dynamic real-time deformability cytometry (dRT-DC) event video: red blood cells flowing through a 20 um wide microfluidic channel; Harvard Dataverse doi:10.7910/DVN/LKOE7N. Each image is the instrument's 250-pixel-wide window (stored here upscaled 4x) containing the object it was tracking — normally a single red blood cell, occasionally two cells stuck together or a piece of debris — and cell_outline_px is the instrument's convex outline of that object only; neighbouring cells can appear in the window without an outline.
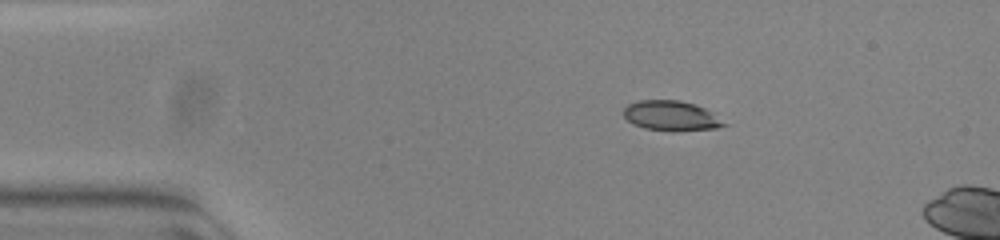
{"species": "common noctule bat (a hibernating species)", "species_latin": "Nyctalus noctula", "temperature_condition": "warm", "stored_images_in_passage": 5, "camera_frame_rate_fps": 3000, "um_per_image_px": 0.085, "animal": {"sex": "female", "body_mass_g": 23.0, "forearm_length_mm": 53.4}, "frame": {"image": 1, "passage_image": 1, "time_ms": 0.0, "image_size_px": [1000, 240], "cell_outline_px": [[728, 124], [716, 128], [676, 132], [644, 128], [632, 124], [624, 116], [624, 108], [628, 104], [636, 100], [680, 100], [696, 104], [712, 112]], "centroid_in_image_um": [57.05, 9.84], "position_along_channel_um": 28.0, "area_um2": 17.74}}